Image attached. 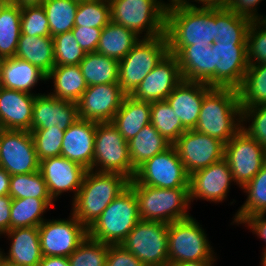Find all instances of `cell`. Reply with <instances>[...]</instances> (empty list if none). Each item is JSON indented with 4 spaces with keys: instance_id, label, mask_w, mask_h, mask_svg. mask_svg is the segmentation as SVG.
Wrapping results in <instances>:
<instances>
[{
    "instance_id": "cell-1",
    "label": "cell",
    "mask_w": 266,
    "mask_h": 266,
    "mask_svg": "<svg viewBox=\"0 0 266 266\" xmlns=\"http://www.w3.org/2000/svg\"><path fill=\"white\" fill-rule=\"evenodd\" d=\"M165 35L168 46H210L217 39V9L167 7Z\"/></svg>"
},
{
    "instance_id": "cell-2",
    "label": "cell",
    "mask_w": 266,
    "mask_h": 266,
    "mask_svg": "<svg viewBox=\"0 0 266 266\" xmlns=\"http://www.w3.org/2000/svg\"><path fill=\"white\" fill-rule=\"evenodd\" d=\"M130 181L119 173L87 170L72 201L71 214L88 229L103 210L129 187Z\"/></svg>"
},
{
    "instance_id": "cell-3",
    "label": "cell",
    "mask_w": 266,
    "mask_h": 266,
    "mask_svg": "<svg viewBox=\"0 0 266 266\" xmlns=\"http://www.w3.org/2000/svg\"><path fill=\"white\" fill-rule=\"evenodd\" d=\"M241 122L237 89L213 87L204 96L195 130L226 144L242 129Z\"/></svg>"
},
{
    "instance_id": "cell-4",
    "label": "cell",
    "mask_w": 266,
    "mask_h": 266,
    "mask_svg": "<svg viewBox=\"0 0 266 266\" xmlns=\"http://www.w3.org/2000/svg\"><path fill=\"white\" fill-rule=\"evenodd\" d=\"M139 221L137 198L129 186L87 229L88 237L109 245H119Z\"/></svg>"
},
{
    "instance_id": "cell-5",
    "label": "cell",
    "mask_w": 266,
    "mask_h": 266,
    "mask_svg": "<svg viewBox=\"0 0 266 266\" xmlns=\"http://www.w3.org/2000/svg\"><path fill=\"white\" fill-rule=\"evenodd\" d=\"M108 1L112 22L126 27L142 39L165 35L167 3L163 0ZM142 32H146L144 36H140Z\"/></svg>"
},
{
    "instance_id": "cell-6",
    "label": "cell",
    "mask_w": 266,
    "mask_h": 266,
    "mask_svg": "<svg viewBox=\"0 0 266 266\" xmlns=\"http://www.w3.org/2000/svg\"><path fill=\"white\" fill-rule=\"evenodd\" d=\"M138 202L142 220L159 221L166 224L191 217L188 213V188H156L141 184H129Z\"/></svg>"
},
{
    "instance_id": "cell-7",
    "label": "cell",
    "mask_w": 266,
    "mask_h": 266,
    "mask_svg": "<svg viewBox=\"0 0 266 266\" xmlns=\"http://www.w3.org/2000/svg\"><path fill=\"white\" fill-rule=\"evenodd\" d=\"M168 53L166 35L139 40L119 61L118 83L121 90L130 95Z\"/></svg>"
},
{
    "instance_id": "cell-8",
    "label": "cell",
    "mask_w": 266,
    "mask_h": 266,
    "mask_svg": "<svg viewBox=\"0 0 266 266\" xmlns=\"http://www.w3.org/2000/svg\"><path fill=\"white\" fill-rule=\"evenodd\" d=\"M93 170L119 173L130 180L135 176L136 170L131 163L128 142L111 122L97 123Z\"/></svg>"
},
{
    "instance_id": "cell-9",
    "label": "cell",
    "mask_w": 266,
    "mask_h": 266,
    "mask_svg": "<svg viewBox=\"0 0 266 266\" xmlns=\"http://www.w3.org/2000/svg\"><path fill=\"white\" fill-rule=\"evenodd\" d=\"M192 216L168 224V261L215 260L204 229Z\"/></svg>"
},
{
    "instance_id": "cell-10",
    "label": "cell",
    "mask_w": 266,
    "mask_h": 266,
    "mask_svg": "<svg viewBox=\"0 0 266 266\" xmlns=\"http://www.w3.org/2000/svg\"><path fill=\"white\" fill-rule=\"evenodd\" d=\"M121 245L144 266H166L169 263L168 224L140 219Z\"/></svg>"
},
{
    "instance_id": "cell-11",
    "label": "cell",
    "mask_w": 266,
    "mask_h": 266,
    "mask_svg": "<svg viewBox=\"0 0 266 266\" xmlns=\"http://www.w3.org/2000/svg\"><path fill=\"white\" fill-rule=\"evenodd\" d=\"M130 184L156 188H188L189 174L173 145L146 160L136 169Z\"/></svg>"
},
{
    "instance_id": "cell-12",
    "label": "cell",
    "mask_w": 266,
    "mask_h": 266,
    "mask_svg": "<svg viewBox=\"0 0 266 266\" xmlns=\"http://www.w3.org/2000/svg\"><path fill=\"white\" fill-rule=\"evenodd\" d=\"M224 159L228 162L234 183L242 188L266 164V150L241 129L225 144Z\"/></svg>"
},
{
    "instance_id": "cell-13",
    "label": "cell",
    "mask_w": 266,
    "mask_h": 266,
    "mask_svg": "<svg viewBox=\"0 0 266 266\" xmlns=\"http://www.w3.org/2000/svg\"><path fill=\"white\" fill-rule=\"evenodd\" d=\"M0 167L10 175L39 171L34 140L30 131L0 129Z\"/></svg>"
},
{
    "instance_id": "cell-14",
    "label": "cell",
    "mask_w": 266,
    "mask_h": 266,
    "mask_svg": "<svg viewBox=\"0 0 266 266\" xmlns=\"http://www.w3.org/2000/svg\"><path fill=\"white\" fill-rule=\"evenodd\" d=\"M72 218L44 220L39 226V239L43 256L69 257L88 236L87 228Z\"/></svg>"
},
{
    "instance_id": "cell-15",
    "label": "cell",
    "mask_w": 266,
    "mask_h": 266,
    "mask_svg": "<svg viewBox=\"0 0 266 266\" xmlns=\"http://www.w3.org/2000/svg\"><path fill=\"white\" fill-rule=\"evenodd\" d=\"M172 145L189 175L224 159L225 143L195 129L186 130Z\"/></svg>"
},
{
    "instance_id": "cell-16",
    "label": "cell",
    "mask_w": 266,
    "mask_h": 266,
    "mask_svg": "<svg viewBox=\"0 0 266 266\" xmlns=\"http://www.w3.org/2000/svg\"><path fill=\"white\" fill-rule=\"evenodd\" d=\"M213 87L237 89L248 69L246 42H214Z\"/></svg>"
},
{
    "instance_id": "cell-17",
    "label": "cell",
    "mask_w": 266,
    "mask_h": 266,
    "mask_svg": "<svg viewBox=\"0 0 266 266\" xmlns=\"http://www.w3.org/2000/svg\"><path fill=\"white\" fill-rule=\"evenodd\" d=\"M125 96L119 83L88 86L77 102L79 118L97 123L112 122Z\"/></svg>"
},
{
    "instance_id": "cell-18",
    "label": "cell",
    "mask_w": 266,
    "mask_h": 266,
    "mask_svg": "<svg viewBox=\"0 0 266 266\" xmlns=\"http://www.w3.org/2000/svg\"><path fill=\"white\" fill-rule=\"evenodd\" d=\"M182 80L177 57L168 53L130 96L138 101H162Z\"/></svg>"
},
{
    "instance_id": "cell-19",
    "label": "cell",
    "mask_w": 266,
    "mask_h": 266,
    "mask_svg": "<svg viewBox=\"0 0 266 266\" xmlns=\"http://www.w3.org/2000/svg\"><path fill=\"white\" fill-rule=\"evenodd\" d=\"M233 175L228 162L223 159L189 175V200L200 198L211 202H222L227 197Z\"/></svg>"
},
{
    "instance_id": "cell-20",
    "label": "cell",
    "mask_w": 266,
    "mask_h": 266,
    "mask_svg": "<svg viewBox=\"0 0 266 266\" xmlns=\"http://www.w3.org/2000/svg\"><path fill=\"white\" fill-rule=\"evenodd\" d=\"M39 171L47 185L49 195L55 200L58 195L67 191L75 192L74 199L87 169L60 155L41 160Z\"/></svg>"
},
{
    "instance_id": "cell-21",
    "label": "cell",
    "mask_w": 266,
    "mask_h": 266,
    "mask_svg": "<svg viewBox=\"0 0 266 266\" xmlns=\"http://www.w3.org/2000/svg\"><path fill=\"white\" fill-rule=\"evenodd\" d=\"M78 104L67 100L58 99L49 94H36L31 122L33 129H47L57 126L66 130L77 119Z\"/></svg>"
},
{
    "instance_id": "cell-22",
    "label": "cell",
    "mask_w": 266,
    "mask_h": 266,
    "mask_svg": "<svg viewBox=\"0 0 266 266\" xmlns=\"http://www.w3.org/2000/svg\"><path fill=\"white\" fill-rule=\"evenodd\" d=\"M212 88L205 83L183 79L165 99L186 130L196 128L204 96Z\"/></svg>"
},
{
    "instance_id": "cell-23",
    "label": "cell",
    "mask_w": 266,
    "mask_h": 266,
    "mask_svg": "<svg viewBox=\"0 0 266 266\" xmlns=\"http://www.w3.org/2000/svg\"><path fill=\"white\" fill-rule=\"evenodd\" d=\"M96 128L97 122L78 118L64 131L61 156L93 170Z\"/></svg>"
},
{
    "instance_id": "cell-24",
    "label": "cell",
    "mask_w": 266,
    "mask_h": 266,
    "mask_svg": "<svg viewBox=\"0 0 266 266\" xmlns=\"http://www.w3.org/2000/svg\"><path fill=\"white\" fill-rule=\"evenodd\" d=\"M169 53L179 62L184 80L205 83L213 87V52L211 45L168 46Z\"/></svg>"
},
{
    "instance_id": "cell-25",
    "label": "cell",
    "mask_w": 266,
    "mask_h": 266,
    "mask_svg": "<svg viewBox=\"0 0 266 266\" xmlns=\"http://www.w3.org/2000/svg\"><path fill=\"white\" fill-rule=\"evenodd\" d=\"M36 94L0 87V129L31 132Z\"/></svg>"
},
{
    "instance_id": "cell-26",
    "label": "cell",
    "mask_w": 266,
    "mask_h": 266,
    "mask_svg": "<svg viewBox=\"0 0 266 266\" xmlns=\"http://www.w3.org/2000/svg\"><path fill=\"white\" fill-rule=\"evenodd\" d=\"M10 238L11 246L6 255H0L15 266H39L43 258L38 227L10 229L5 233Z\"/></svg>"
},
{
    "instance_id": "cell-27",
    "label": "cell",
    "mask_w": 266,
    "mask_h": 266,
    "mask_svg": "<svg viewBox=\"0 0 266 266\" xmlns=\"http://www.w3.org/2000/svg\"><path fill=\"white\" fill-rule=\"evenodd\" d=\"M150 119L151 102L138 101L130 95H126L111 123L128 142L144 126L150 124Z\"/></svg>"
},
{
    "instance_id": "cell-28",
    "label": "cell",
    "mask_w": 266,
    "mask_h": 266,
    "mask_svg": "<svg viewBox=\"0 0 266 266\" xmlns=\"http://www.w3.org/2000/svg\"><path fill=\"white\" fill-rule=\"evenodd\" d=\"M47 75L39 68L16 57L3 58L1 87L33 94L31 90Z\"/></svg>"
},
{
    "instance_id": "cell-29",
    "label": "cell",
    "mask_w": 266,
    "mask_h": 266,
    "mask_svg": "<svg viewBox=\"0 0 266 266\" xmlns=\"http://www.w3.org/2000/svg\"><path fill=\"white\" fill-rule=\"evenodd\" d=\"M15 57L33 64L47 75L54 68L53 38L20 35Z\"/></svg>"
},
{
    "instance_id": "cell-30",
    "label": "cell",
    "mask_w": 266,
    "mask_h": 266,
    "mask_svg": "<svg viewBox=\"0 0 266 266\" xmlns=\"http://www.w3.org/2000/svg\"><path fill=\"white\" fill-rule=\"evenodd\" d=\"M141 39L126 27L110 21L101 31L96 52L120 61Z\"/></svg>"
},
{
    "instance_id": "cell-31",
    "label": "cell",
    "mask_w": 266,
    "mask_h": 266,
    "mask_svg": "<svg viewBox=\"0 0 266 266\" xmlns=\"http://www.w3.org/2000/svg\"><path fill=\"white\" fill-rule=\"evenodd\" d=\"M47 81L52 79V96L77 103L88 87L79 65L56 66L47 74Z\"/></svg>"
},
{
    "instance_id": "cell-32",
    "label": "cell",
    "mask_w": 266,
    "mask_h": 266,
    "mask_svg": "<svg viewBox=\"0 0 266 266\" xmlns=\"http://www.w3.org/2000/svg\"><path fill=\"white\" fill-rule=\"evenodd\" d=\"M133 168L136 170L146 160L162 153L172 144L169 143L150 123L128 141Z\"/></svg>"
},
{
    "instance_id": "cell-33",
    "label": "cell",
    "mask_w": 266,
    "mask_h": 266,
    "mask_svg": "<svg viewBox=\"0 0 266 266\" xmlns=\"http://www.w3.org/2000/svg\"><path fill=\"white\" fill-rule=\"evenodd\" d=\"M21 34V8L0 0V57H15Z\"/></svg>"
},
{
    "instance_id": "cell-34",
    "label": "cell",
    "mask_w": 266,
    "mask_h": 266,
    "mask_svg": "<svg viewBox=\"0 0 266 266\" xmlns=\"http://www.w3.org/2000/svg\"><path fill=\"white\" fill-rule=\"evenodd\" d=\"M88 86L118 83L119 61L97 52L86 53L79 64Z\"/></svg>"
},
{
    "instance_id": "cell-35",
    "label": "cell",
    "mask_w": 266,
    "mask_h": 266,
    "mask_svg": "<svg viewBox=\"0 0 266 266\" xmlns=\"http://www.w3.org/2000/svg\"><path fill=\"white\" fill-rule=\"evenodd\" d=\"M237 92L241 108L266 105V63L248 65Z\"/></svg>"
},
{
    "instance_id": "cell-36",
    "label": "cell",
    "mask_w": 266,
    "mask_h": 266,
    "mask_svg": "<svg viewBox=\"0 0 266 266\" xmlns=\"http://www.w3.org/2000/svg\"><path fill=\"white\" fill-rule=\"evenodd\" d=\"M53 199H12L10 229L38 227L45 219L44 212L53 206Z\"/></svg>"
},
{
    "instance_id": "cell-37",
    "label": "cell",
    "mask_w": 266,
    "mask_h": 266,
    "mask_svg": "<svg viewBox=\"0 0 266 266\" xmlns=\"http://www.w3.org/2000/svg\"><path fill=\"white\" fill-rule=\"evenodd\" d=\"M242 189L247 193V199L232 223L242 224L248 217L266 213V164Z\"/></svg>"
},
{
    "instance_id": "cell-38",
    "label": "cell",
    "mask_w": 266,
    "mask_h": 266,
    "mask_svg": "<svg viewBox=\"0 0 266 266\" xmlns=\"http://www.w3.org/2000/svg\"><path fill=\"white\" fill-rule=\"evenodd\" d=\"M79 3L74 0H45V9L51 37L71 31Z\"/></svg>"
},
{
    "instance_id": "cell-39",
    "label": "cell",
    "mask_w": 266,
    "mask_h": 266,
    "mask_svg": "<svg viewBox=\"0 0 266 266\" xmlns=\"http://www.w3.org/2000/svg\"><path fill=\"white\" fill-rule=\"evenodd\" d=\"M150 123L171 144L186 131L166 100L151 102Z\"/></svg>"
},
{
    "instance_id": "cell-40",
    "label": "cell",
    "mask_w": 266,
    "mask_h": 266,
    "mask_svg": "<svg viewBox=\"0 0 266 266\" xmlns=\"http://www.w3.org/2000/svg\"><path fill=\"white\" fill-rule=\"evenodd\" d=\"M252 21L235 12L217 9V39L215 42H246L247 31Z\"/></svg>"
},
{
    "instance_id": "cell-41",
    "label": "cell",
    "mask_w": 266,
    "mask_h": 266,
    "mask_svg": "<svg viewBox=\"0 0 266 266\" xmlns=\"http://www.w3.org/2000/svg\"><path fill=\"white\" fill-rule=\"evenodd\" d=\"M9 196L12 199H52L40 171L28 174L11 175Z\"/></svg>"
},
{
    "instance_id": "cell-42",
    "label": "cell",
    "mask_w": 266,
    "mask_h": 266,
    "mask_svg": "<svg viewBox=\"0 0 266 266\" xmlns=\"http://www.w3.org/2000/svg\"><path fill=\"white\" fill-rule=\"evenodd\" d=\"M111 21L108 0L81 2L78 5L75 26L104 28Z\"/></svg>"
},
{
    "instance_id": "cell-43",
    "label": "cell",
    "mask_w": 266,
    "mask_h": 266,
    "mask_svg": "<svg viewBox=\"0 0 266 266\" xmlns=\"http://www.w3.org/2000/svg\"><path fill=\"white\" fill-rule=\"evenodd\" d=\"M109 244L88 236L68 257L70 266H106Z\"/></svg>"
},
{
    "instance_id": "cell-44",
    "label": "cell",
    "mask_w": 266,
    "mask_h": 266,
    "mask_svg": "<svg viewBox=\"0 0 266 266\" xmlns=\"http://www.w3.org/2000/svg\"><path fill=\"white\" fill-rule=\"evenodd\" d=\"M54 67L65 65H79L85 57L72 31L53 36Z\"/></svg>"
},
{
    "instance_id": "cell-45",
    "label": "cell",
    "mask_w": 266,
    "mask_h": 266,
    "mask_svg": "<svg viewBox=\"0 0 266 266\" xmlns=\"http://www.w3.org/2000/svg\"><path fill=\"white\" fill-rule=\"evenodd\" d=\"M31 134L39 161L61 155L64 130L54 126L47 129H33Z\"/></svg>"
},
{
    "instance_id": "cell-46",
    "label": "cell",
    "mask_w": 266,
    "mask_h": 266,
    "mask_svg": "<svg viewBox=\"0 0 266 266\" xmlns=\"http://www.w3.org/2000/svg\"><path fill=\"white\" fill-rule=\"evenodd\" d=\"M51 37L49 23L42 5L21 8V34Z\"/></svg>"
},
{
    "instance_id": "cell-47",
    "label": "cell",
    "mask_w": 266,
    "mask_h": 266,
    "mask_svg": "<svg viewBox=\"0 0 266 266\" xmlns=\"http://www.w3.org/2000/svg\"><path fill=\"white\" fill-rule=\"evenodd\" d=\"M247 62L249 65L266 63V29L252 21L246 36Z\"/></svg>"
},
{
    "instance_id": "cell-48",
    "label": "cell",
    "mask_w": 266,
    "mask_h": 266,
    "mask_svg": "<svg viewBox=\"0 0 266 266\" xmlns=\"http://www.w3.org/2000/svg\"><path fill=\"white\" fill-rule=\"evenodd\" d=\"M248 120L251 125L249 124L248 128L242 125V130L266 150V105L242 108V123Z\"/></svg>"
},
{
    "instance_id": "cell-49",
    "label": "cell",
    "mask_w": 266,
    "mask_h": 266,
    "mask_svg": "<svg viewBox=\"0 0 266 266\" xmlns=\"http://www.w3.org/2000/svg\"><path fill=\"white\" fill-rule=\"evenodd\" d=\"M103 28L74 26L72 33L85 53L96 52Z\"/></svg>"
},
{
    "instance_id": "cell-50",
    "label": "cell",
    "mask_w": 266,
    "mask_h": 266,
    "mask_svg": "<svg viewBox=\"0 0 266 266\" xmlns=\"http://www.w3.org/2000/svg\"><path fill=\"white\" fill-rule=\"evenodd\" d=\"M106 266H144L142 262L127 251L121 244L109 245Z\"/></svg>"
},
{
    "instance_id": "cell-51",
    "label": "cell",
    "mask_w": 266,
    "mask_h": 266,
    "mask_svg": "<svg viewBox=\"0 0 266 266\" xmlns=\"http://www.w3.org/2000/svg\"><path fill=\"white\" fill-rule=\"evenodd\" d=\"M260 1L262 0H228L226 9L251 21H257L262 16L258 14L256 8Z\"/></svg>"
},
{
    "instance_id": "cell-52",
    "label": "cell",
    "mask_w": 266,
    "mask_h": 266,
    "mask_svg": "<svg viewBox=\"0 0 266 266\" xmlns=\"http://www.w3.org/2000/svg\"><path fill=\"white\" fill-rule=\"evenodd\" d=\"M12 198L9 195L0 196V235L10 230V212Z\"/></svg>"
},
{
    "instance_id": "cell-53",
    "label": "cell",
    "mask_w": 266,
    "mask_h": 266,
    "mask_svg": "<svg viewBox=\"0 0 266 266\" xmlns=\"http://www.w3.org/2000/svg\"><path fill=\"white\" fill-rule=\"evenodd\" d=\"M266 213L257 214L248 217L243 224H247L254 234L258 235L261 240L266 242ZM266 253V248L263 250Z\"/></svg>"
},
{
    "instance_id": "cell-54",
    "label": "cell",
    "mask_w": 266,
    "mask_h": 266,
    "mask_svg": "<svg viewBox=\"0 0 266 266\" xmlns=\"http://www.w3.org/2000/svg\"><path fill=\"white\" fill-rule=\"evenodd\" d=\"M189 1L190 0H184L181 4L190 8L224 9L228 2V0H194V2L196 1L198 4L200 2L202 4V6H197Z\"/></svg>"
},
{
    "instance_id": "cell-55",
    "label": "cell",
    "mask_w": 266,
    "mask_h": 266,
    "mask_svg": "<svg viewBox=\"0 0 266 266\" xmlns=\"http://www.w3.org/2000/svg\"><path fill=\"white\" fill-rule=\"evenodd\" d=\"M39 266H70L68 257L63 256H43Z\"/></svg>"
},
{
    "instance_id": "cell-56",
    "label": "cell",
    "mask_w": 266,
    "mask_h": 266,
    "mask_svg": "<svg viewBox=\"0 0 266 266\" xmlns=\"http://www.w3.org/2000/svg\"><path fill=\"white\" fill-rule=\"evenodd\" d=\"M10 174L0 167V196L9 195Z\"/></svg>"
},
{
    "instance_id": "cell-57",
    "label": "cell",
    "mask_w": 266,
    "mask_h": 266,
    "mask_svg": "<svg viewBox=\"0 0 266 266\" xmlns=\"http://www.w3.org/2000/svg\"><path fill=\"white\" fill-rule=\"evenodd\" d=\"M216 260H204V261H185L178 263H168L166 266H213Z\"/></svg>"
},
{
    "instance_id": "cell-58",
    "label": "cell",
    "mask_w": 266,
    "mask_h": 266,
    "mask_svg": "<svg viewBox=\"0 0 266 266\" xmlns=\"http://www.w3.org/2000/svg\"><path fill=\"white\" fill-rule=\"evenodd\" d=\"M18 5L20 8L25 6L42 5L45 0H6Z\"/></svg>"
},
{
    "instance_id": "cell-59",
    "label": "cell",
    "mask_w": 266,
    "mask_h": 266,
    "mask_svg": "<svg viewBox=\"0 0 266 266\" xmlns=\"http://www.w3.org/2000/svg\"><path fill=\"white\" fill-rule=\"evenodd\" d=\"M0 266H15V265H12L10 262H8L7 260H5V259L0 255Z\"/></svg>"
},
{
    "instance_id": "cell-60",
    "label": "cell",
    "mask_w": 266,
    "mask_h": 266,
    "mask_svg": "<svg viewBox=\"0 0 266 266\" xmlns=\"http://www.w3.org/2000/svg\"><path fill=\"white\" fill-rule=\"evenodd\" d=\"M184 0H169L170 3H167V7L173 6V5H177V4H181Z\"/></svg>"
},
{
    "instance_id": "cell-61",
    "label": "cell",
    "mask_w": 266,
    "mask_h": 266,
    "mask_svg": "<svg viewBox=\"0 0 266 266\" xmlns=\"http://www.w3.org/2000/svg\"><path fill=\"white\" fill-rule=\"evenodd\" d=\"M261 17L262 18H259L257 20V22L266 29V16L264 18H263V16H261Z\"/></svg>"
},
{
    "instance_id": "cell-62",
    "label": "cell",
    "mask_w": 266,
    "mask_h": 266,
    "mask_svg": "<svg viewBox=\"0 0 266 266\" xmlns=\"http://www.w3.org/2000/svg\"><path fill=\"white\" fill-rule=\"evenodd\" d=\"M2 62H3V58L0 57V87L2 84Z\"/></svg>"
},
{
    "instance_id": "cell-63",
    "label": "cell",
    "mask_w": 266,
    "mask_h": 266,
    "mask_svg": "<svg viewBox=\"0 0 266 266\" xmlns=\"http://www.w3.org/2000/svg\"><path fill=\"white\" fill-rule=\"evenodd\" d=\"M262 266H266V253H263L262 259H261Z\"/></svg>"
},
{
    "instance_id": "cell-64",
    "label": "cell",
    "mask_w": 266,
    "mask_h": 266,
    "mask_svg": "<svg viewBox=\"0 0 266 266\" xmlns=\"http://www.w3.org/2000/svg\"><path fill=\"white\" fill-rule=\"evenodd\" d=\"M75 2L81 3V2H88V1H95V0H74Z\"/></svg>"
}]
</instances>
